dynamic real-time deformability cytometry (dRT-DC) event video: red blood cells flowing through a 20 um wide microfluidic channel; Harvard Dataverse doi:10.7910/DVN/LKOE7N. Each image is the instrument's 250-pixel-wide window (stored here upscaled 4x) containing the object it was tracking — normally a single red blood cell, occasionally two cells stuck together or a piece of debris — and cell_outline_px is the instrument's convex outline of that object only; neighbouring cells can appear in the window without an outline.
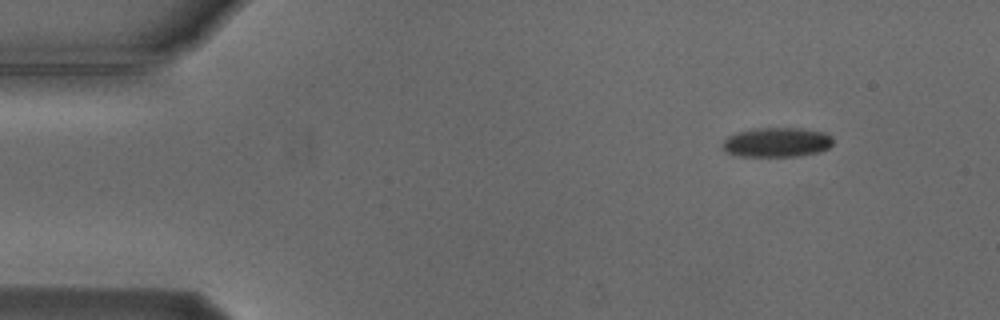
{"species": "Egyptian fruit bat (a non-hibernating species)", "species_latin": "Rousettus aegyptiacus", "temperature_condition": "cold", "stored_images_in_passage": 7, "camera_frame_rate_fps": 3000, "um_per_image_px": 0.085, "animal": {"sex": "male"}, "frame": {"image": 1, "passage_image": 1, "time_ms": 0.0, "image_size_px": [1000, 320], "cell_outline_px": [[832, 144], [828, 148], [820, 152], [800, 156], [736, 156], [724, 152], [720, 148], [720, 144], [728, 136], [740, 132], [756, 128], [800, 128], [824, 132], [832, 140]], "centroid_in_image_um": [65.97, 12.11], "position_along_channel_um": 19.0, "area_um2": 19.13}}
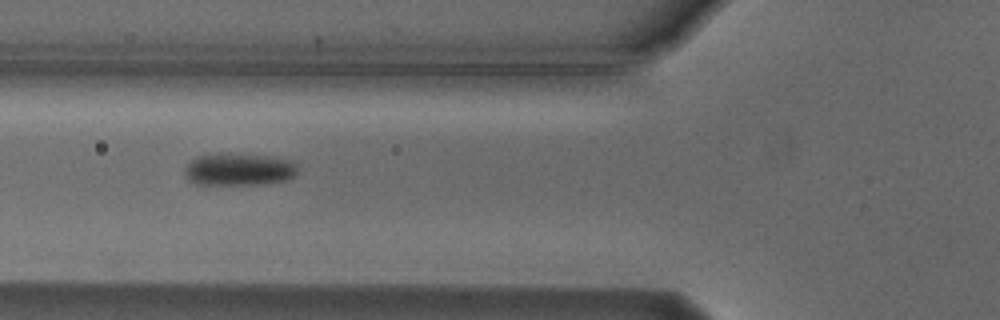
{"frame": {"image": 2, "passage_image": 5, "time_ms": 4.667, "image_size_px": [1000, 320], "cell_outline_px": [[296, 172], [292, 176], [284, 180], [260, 184], [196, 184], [188, 180], [184, 176], [184, 168], [196, 156], [220, 152], [224, 152], [272, 156], [292, 160], [296, 164]], "centroid_in_image_um": [20.25, 14.37], "position_along_channel_um": 105.5, "area_um2": 21.56}}
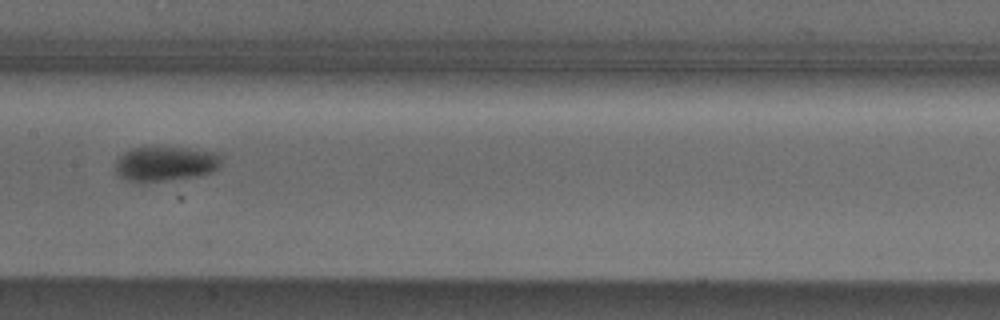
{"frame": {"image": 3, "passage_image": 7, "time_ms": 7.0, "image_size_px": [1000, 320], "cell_outline_px": [[220, 164], [212, 172], [200, 176], [140, 184], [128, 180], [120, 176], [116, 172], [116, 160], [124, 152], [132, 148], [188, 148], [220, 152]], "centroid_in_image_um": [14.07, 13.94], "position_along_channel_um": 193.3, "area_um2": 21.68}}